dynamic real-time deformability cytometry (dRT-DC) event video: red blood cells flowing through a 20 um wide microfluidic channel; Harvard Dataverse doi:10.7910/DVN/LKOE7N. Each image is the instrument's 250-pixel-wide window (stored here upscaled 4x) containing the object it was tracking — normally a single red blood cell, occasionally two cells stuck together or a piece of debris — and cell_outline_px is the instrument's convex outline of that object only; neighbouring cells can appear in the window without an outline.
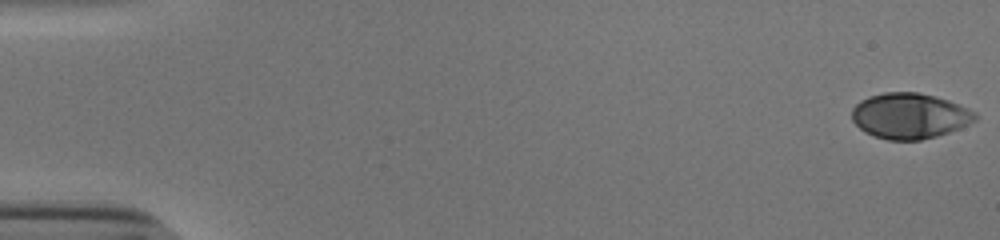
{"species": "human", "species_latin": "Homo sapiens", "temperature_condition": "cold", "stored_images_in_passage": 54, "camera_frame_rate_fps": 3000, "um_per_image_px": 0.085, "donor": {"sex": "male"}, "frame": {"image": 1, "passage_image": 1, "time_ms": 0.0, "image_size_px": [1000, 240], "cell_outline_px": [[976, 120], [960, 128], [936, 136], [920, 140], [888, 140], [864, 132], [852, 120], [852, 108], [860, 100], [868, 96], [884, 92], [920, 92], [936, 96], [948, 100], [968, 108], [976, 112]], "centroid_in_image_um": [77.31, 9.84], "position_along_channel_um": 7.7, "area_um2": 32.83}}
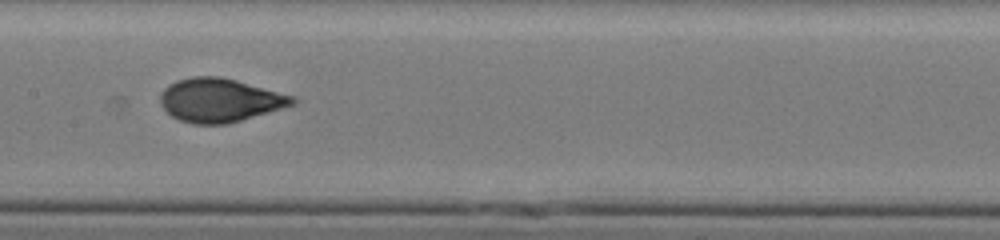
{"frame": {"image": 2, "passage_image": 28, "time_ms": 9.0, "image_size_px": [1000, 240], "cell_outline_px": [[296, 104], [228, 124], [192, 124], [180, 120], [172, 116], [160, 104], [160, 92], [168, 84], [176, 80], [192, 76], [220, 76], [236, 80], [296, 96]], "centroid_in_image_um": [18.68, 8.51], "position_along_channel_um": 188.7, "area_um2": 33.81}}
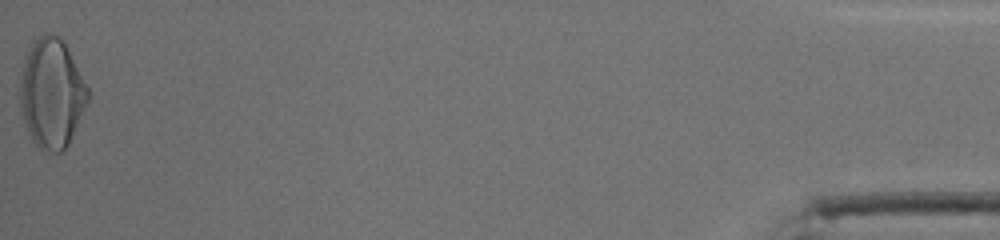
{"frame": {"image": 3, "passage_image": 54, "time_ms": 17.667, "image_size_px": [1000, 240], "cell_outline_px": [[92, 96], [68, 144], [60, 152], [52, 152], [40, 148], [32, 140], [28, 132], [20, 112], [20, 84], [24, 64], [28, 48], [32, 40], [44, 32], [48, 32], [60, 36], [64, 40], [92, 92]], "centroid_in_image_um": [4.43, 7.89], "position_along_channel_um": 430.8, "area_um2": 43.99}, "authors_computed_cell_mechanics": {"area_um2": 33.2928, "velocity_mm_per_s": 3.8561, "shape_relaxation_time_tau1_ms": 4.9143, "shape_relaxation_time_tau2_ms": null, "deformation_change_tau1": 0.1937, "deformation_change_tau2": null}}